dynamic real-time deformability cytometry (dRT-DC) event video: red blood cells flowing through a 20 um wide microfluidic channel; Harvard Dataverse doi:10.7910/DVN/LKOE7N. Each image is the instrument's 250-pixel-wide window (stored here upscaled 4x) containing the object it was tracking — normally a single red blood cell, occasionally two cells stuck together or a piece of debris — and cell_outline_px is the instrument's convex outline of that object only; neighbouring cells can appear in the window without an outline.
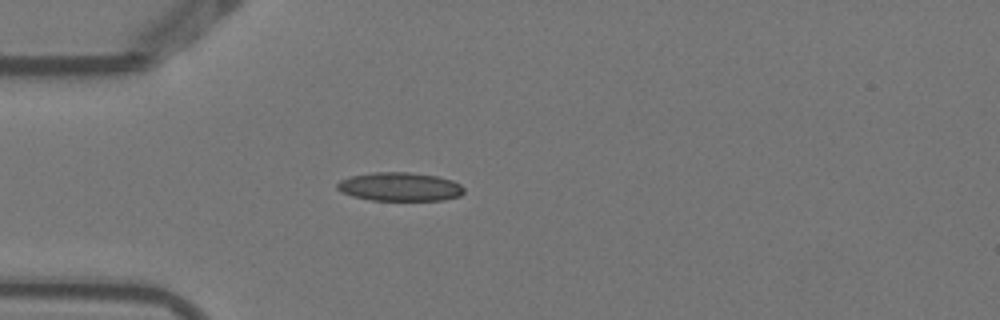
{"species": "Egyptian fruit bat (a non-hibernating species)", "species_latin": "Rousettus aegyptiacus", "temperature_condition": "warm", "stored_images_in_passage": 3, "camera_frame_rate_fps": 3000, "um_per_image_px": 0.085, "animal": {"sex": "female"}, "frame": {"image": 1, "passage_image": 2, "time_ms": 0.333, "image_size_px": [1000, 320], "cell_outline_px": [[464, 192], [460, 196], [444, 200], [372, 200], [352, 196], [340, 192], [336, 188], [336, 184], [340, 180], [352, 176], [372, 172], [408, 172], [436, 176], [452, 180], [460, 184], [464, 188]], "centroid_in_image_um": [33.97, 15.87], "position_along_channel_um": 51.0, "area_um2": 21.21}}